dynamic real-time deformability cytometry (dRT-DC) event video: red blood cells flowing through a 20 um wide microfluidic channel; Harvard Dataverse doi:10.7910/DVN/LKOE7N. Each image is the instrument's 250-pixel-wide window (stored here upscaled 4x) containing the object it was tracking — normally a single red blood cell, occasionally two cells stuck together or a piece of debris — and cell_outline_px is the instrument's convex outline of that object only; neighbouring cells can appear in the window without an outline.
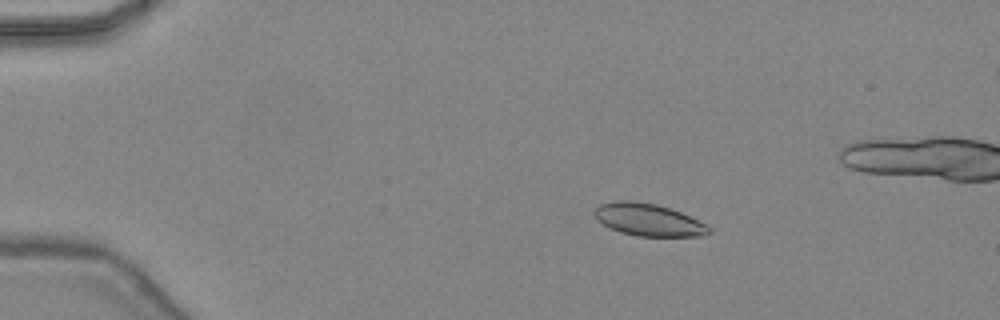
{"species": "common noctule bat (a hibernating species)", "species_latin": "Nyctalus noctula", "temperature_condition": "warm", "stored_images_in_passage": 49, "camera_frame_rate_fps": 3000, "um_per_image_px": 0.085, "animal": {"sex": "female", "body_mass_g": 24.6, "forearm_length_mm": 56.2}, "frame": {"image": 1, "passage_image": 10, "time_ms": 3.0, "image_size_px": [1000, 320], "cell_outline_px": [[712, 232], [708, 236], [636, 236], [620, 232], [596, 220], [592, 212], [600, 204], [612, 200], [628, 200], [656, 204], [680, 212], [712, 228]], "centroid_in_image_um": [55.09, 18.68], "position_along_channel_um": 29.9, "area_um2": 21.56}}
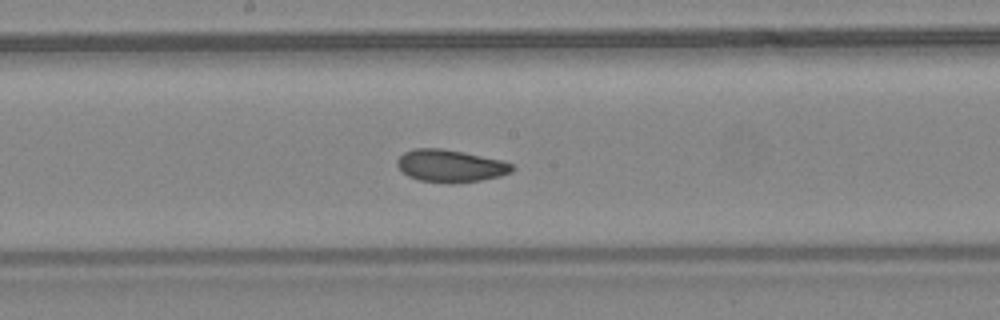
{"frame": {"image": 2, "passage_image": 27, "time_ms": 8.667, "image_size_px": [1000, 320], "cell_outline_px": [[516, 168], [512, 172], [500, 176], [480, 180], [456, 184], [448, 184], [420, 180], [408, 176], [396, 164], [396, 160], [404, 152], [416, 148], [440, 148], [464, 152], [504, 160], [512, 164]], "centroid_in_image_um": [38.32, 14.1], "position_along_channel_um": 209.9, "area_um2": 21.96}}
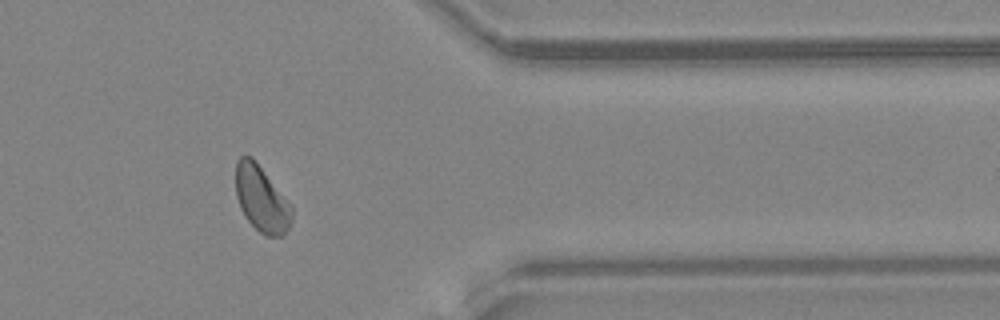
{"frame": {"image": 3, "passage_image": 40, "time_ms": 13.0, "image_size_px": [1000, 320], "cell_outline_px": [[292, 224], [280, 236], [264, 236], [244, 216], [240, 208], [236, 196], [236, 160], [240, 156], [252, 156], [292, 204]], "centroid_in_image_um": [22.24, 16.89], "position_along_channel_um": 389.2, "area_um2": 21.73}, "authors_computed_cell_mechanics": {"area_um2": 21.7906, "velocity_mm_per_s": 4.4636, "shape_relaxation_time_tau1_ms": 4.1919, "shape_relaxation_time_tau2_ms": 1.7434, "deformation_change_tau1": 0.0966, "deformation_change_tau2": 0.0564}}